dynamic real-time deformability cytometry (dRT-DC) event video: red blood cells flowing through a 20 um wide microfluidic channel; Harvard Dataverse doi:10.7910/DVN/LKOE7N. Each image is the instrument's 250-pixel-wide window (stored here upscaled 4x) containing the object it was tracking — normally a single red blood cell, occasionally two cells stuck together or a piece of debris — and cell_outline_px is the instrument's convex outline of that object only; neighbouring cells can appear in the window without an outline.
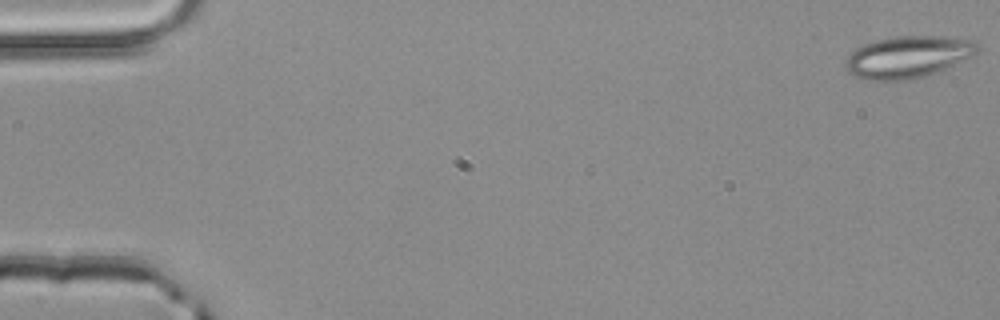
{"species": "common noctule bat (a hibernating species)", "species_latin": "Nyctalus noctula", "temperature_condition": "room temperature", "stored_images_in_passage": 52, "camera_frame_rate_fps": 3000, "um_per_image_px": 0.085, "animal": {"sex": "male", "body_mass_g": 20.4}, "frame": {"image": 1, "passage_image": 1, "time_ms": 0.0, "image_size_px": [1000, 320], "cell_outline_px": [[980, 48], [972, 56], [936, 72], [924, 76], [908, 80], [864, 80], [856, 76], [844, 64], [848, 56], [856, 48], [864, 44], [876, 40], [896, 36], [944, 36], [976, 40]], "centroid_in_image_um": [77.2, 4.82], "position_along_channel_um": 7.8, "area_um2": 32.02}}
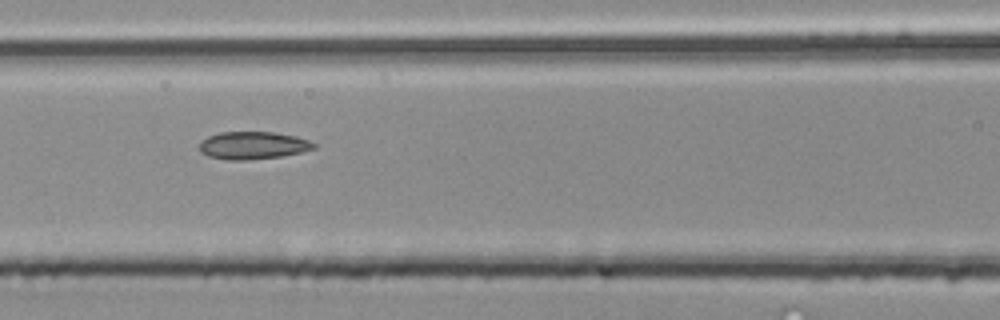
{"frame": {"image": 2, "passage_image": 23, "time_ms": 7.333, "image_size_px": [1000, 320], "cell_outline_px": [[316, 148], [300, 152], [280, 156], [248, 160], [228, 160], [208, 156], [200, 152], [200, 140], [208, 136], [220, 132], [272, 132], [296, 136], [308, 140], [316, 144]], "centroid_in_image_um": [21.47, 12.36], "position_along_channel_um": 145.1, "area_um2": 18.38}}
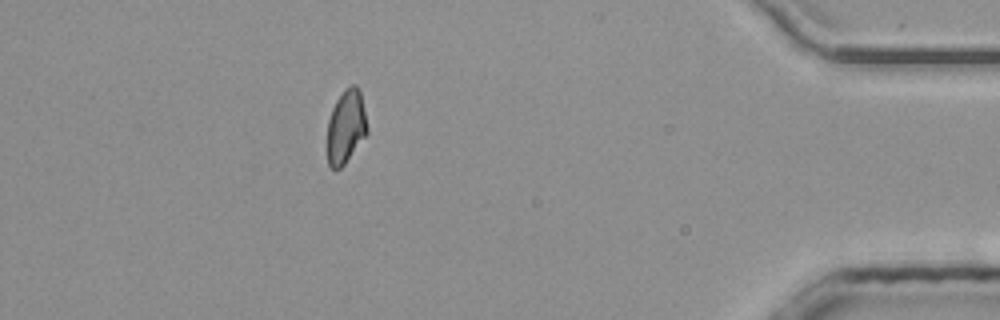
{"frame": {"image": 3, "passage_image": 46, "time_ms": 15.0, "image_size_px": [1000, 320], "cell_outline_px": [[368, 132], [344, 164], [340, 168], [332, 168], [328, 164], [328, 120], [332, 108], [336, 100], [344, 88], [352, 84], [356, 84], [360, 92], [368, 128]], "centroid_in_image_um": [29.4, 10.73], "position_along_channel_um": 405.8, "area_um2": 16.94}, "authors_computed_cell_mechanics": {"area_um2": 18.1492, "velocity_mm_per_s": 4.0697, "shape_relaxation_time_tau1_ms": null, "shape_relaxation_time_tau2_ms": 2.2041, "deformation_change_tau1": null, "deformation_change_tau2": 0.0779}}